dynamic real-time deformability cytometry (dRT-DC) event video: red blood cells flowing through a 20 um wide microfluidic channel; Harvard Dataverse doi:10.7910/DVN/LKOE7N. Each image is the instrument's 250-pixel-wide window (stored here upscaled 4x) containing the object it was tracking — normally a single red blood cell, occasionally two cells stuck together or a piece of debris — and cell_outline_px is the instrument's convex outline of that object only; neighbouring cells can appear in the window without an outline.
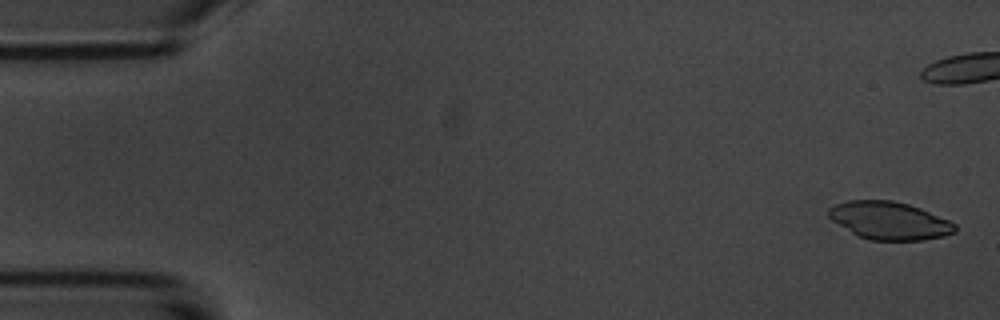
{"species": "common noctule bat (a hibernating species)", "species_latin": "Nyctalus noctula", "temperature_condition": "room temperature", "stored_images_in_passage": 6, "camera_frame_rate_fps": 3000, "um_per_image_px": 0.085, "animal": {"sex": "male", "body_mass_g": 20.1, "forearm_length_mm": 53.5}, "frame": {"image": 1, "passage_image": 1, "time_ms": 0.0, "image_size_px": [1000, 320], "cell_outline_px": [[956, 232], [944, 236], [924, 240], [868, 240], [856, 236], [832, 220], [828, 216], [828, 208], [836, 204], [848, 200], [892, 200], [908, 204], [920, 208], [948, 220], [956, 224]], "centroid_in_image_um": [75.58, 18.76], "position_along_channel_um": 9.4, "area_um2": 27.92}}